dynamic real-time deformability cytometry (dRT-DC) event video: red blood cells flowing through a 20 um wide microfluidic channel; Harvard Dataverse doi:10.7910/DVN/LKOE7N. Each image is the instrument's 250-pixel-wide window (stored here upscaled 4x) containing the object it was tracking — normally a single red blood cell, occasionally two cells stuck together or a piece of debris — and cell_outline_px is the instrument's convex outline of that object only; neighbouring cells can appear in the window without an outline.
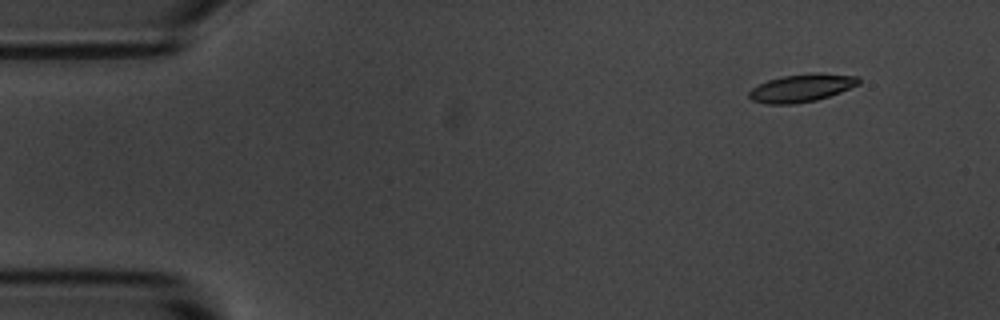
{"species": "common noctule bat (a hibernating species)", "species_latin": "Nyctalus noctula", "temperature_condition": "room temperature", "stored_images_in_passage": 4, "camera_frame_rate_fps": 3000, "um_per_image_px": 0.085, "animal": {"sex": "male", "body_mass_g": 20.1, "forearm_length_mm": 53.5}, "frame": {"image": 1, "passage_image": 1, "time_ms": 0.0, "image_size_px": [1000, 320], "cell_outline_px": [[860, 84], [840, 92], [816, 100], [796, 104], [764, 104], [752, 100], [748, 96], [748, 92], [752, 88], [768, 80], [784, 76], [816, 72], [820, 72], [860, 76]], "centroid_in_image_um": [68.16, 7.47], "position_along_channel_um": 16.8, "area_um2": 17.92}}
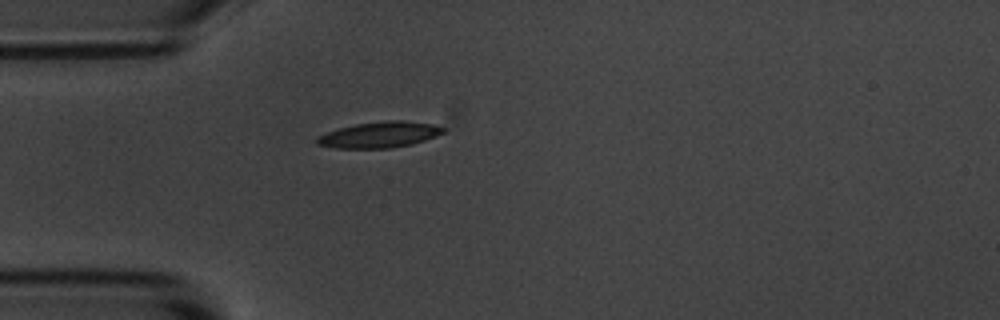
{"frame": {"image": 2, "passage_image": 4, "time_ms": 3.333, "image_size_px": [1000, 320], "cell_outline_px": [[444, 132], [436, 136], [412, 144], [392, 148], [336, 148], [316, 144], [316, 136], [340, 128], [356, 124], [388, 120], [404, 120], [432, 124], [444, 128]], "centroid_in_image_um": [32.25, 11.45], "position_along_channel_um": 52.7, "area_um2": 18.96}}